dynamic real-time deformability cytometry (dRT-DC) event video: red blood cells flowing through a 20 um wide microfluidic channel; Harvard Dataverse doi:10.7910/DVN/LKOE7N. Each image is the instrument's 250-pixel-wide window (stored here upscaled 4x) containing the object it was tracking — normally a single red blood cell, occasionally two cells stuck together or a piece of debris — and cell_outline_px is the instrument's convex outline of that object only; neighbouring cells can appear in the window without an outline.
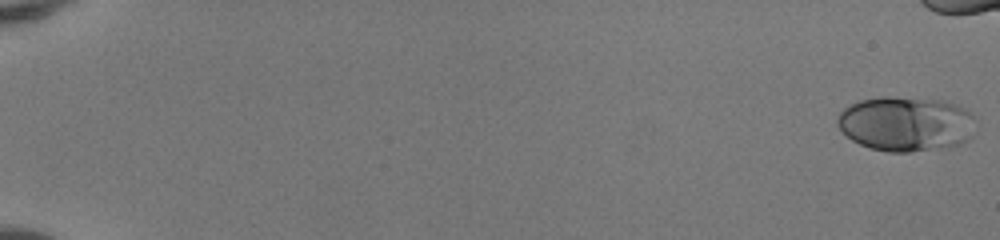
{"species": "human", "species_latin": "Homo sapiens", "temperature_condition": "room temperature", "stored_images_in_passage": 47, "camera_frame_rate_fps": 3000, "um_per_image_px": 0.085, "donor": {"sex": "female"}, "frame": {"image": 1, "passage_image": 1, "time_ms": 0.0, "image_size_px": [1000, 240], "cell_outline_px": [[972, 136], [968, 140], [960, 144], [948, 148], [908, 152], [888, 152], [868, 148], [852, 140], [836, 124], [836, 120], [840, 112], [844, 108], [860, 100], [884, 96], [888, 96], [936, 100], [952, 104], [968, 112], [972, 116]], "centroid_in_image_um": [76.95, 10.55], "position_along_channel_um": 8.0, "area_um2": 43.87}}
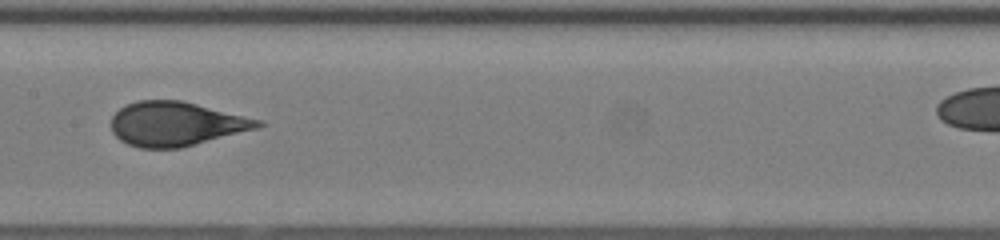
{"frame": {"image": 2, "passage_image": 29, "time_ms": 9.333, "image_size_px": [1000, 240], "cell_outline_px": [[264, 124], [256, 128], [180, 148], [140, 148], [128, 144], [120, 140], [112, 132], [112, 116], [120, 108], [136, 100], [180, 100], [264, 120]], "centroid_in_image_um": [14.95, 10.52], "position_along_channel_um": 192.5, "area_um2": 37.51}}
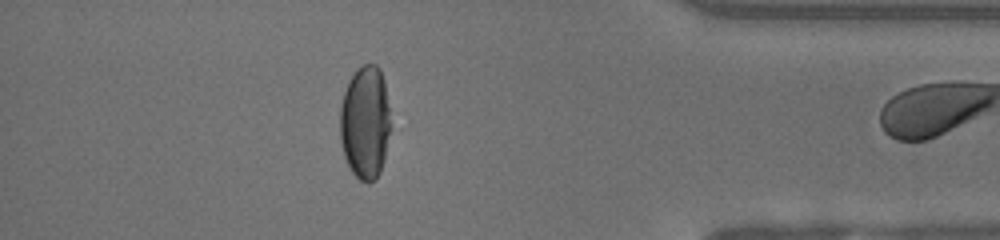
{"frame": {"image": 3, "passage_image": 46, "time_ms": 15.0, "image_size_px": [1000, 240], "cell_outline_px": [[388, 132], [384, 160], [380, 172], [376, 180], [368, 184], [360, 180], [352, 172], [344, 156], [340, 140], [340, 108], [344, 92], [348, 80], [364, 64], [376, 64], [380, 68], [384, 80], [388, 108]], "centroid_in_image_um": [31.01, 10.43], "position_along_channel_um": 404.2, "area_um2": 33.06}}